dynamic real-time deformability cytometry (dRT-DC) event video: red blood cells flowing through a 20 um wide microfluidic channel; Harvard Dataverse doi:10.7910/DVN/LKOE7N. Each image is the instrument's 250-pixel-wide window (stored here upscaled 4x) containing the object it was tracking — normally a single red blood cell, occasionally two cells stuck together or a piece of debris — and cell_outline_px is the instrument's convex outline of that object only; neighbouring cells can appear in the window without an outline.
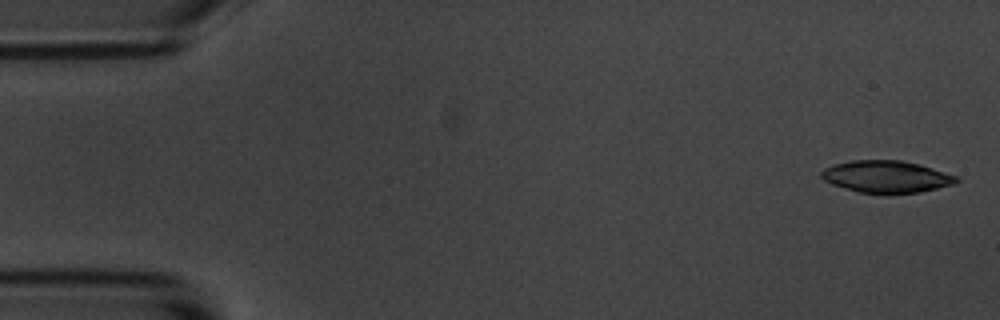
{"species": "common noctule bat (a hibernating species)", "species_latin": "Nyctalus noctula", "temperature_condition": "room temperature", "stored_images_in_passage": 5, "camera_frame_rate_fps": 3000, "um_per_image_px": 0.085, "animal": {"sex": "male", "body_mass_g": 20.1, "forearm_length_mm": 53.5}, "frame": {"image": 1, "passage_image": 1, "time_ms": 0.0, "image_size_px": [1000, 320], "cell_outline_px": [[960, 180], [952, 184], [920, 192], [856, 192], [832, 184], [824, 180], [820, 176], [820, 172], [824, 168], [832, 164], [852, 160], [900, 160], [920, 164], [960, 176]], "centroid_in_image_um": [75.33, 14.99], "position_along_channel_um": 9.7, "area_um2": 25.09}}
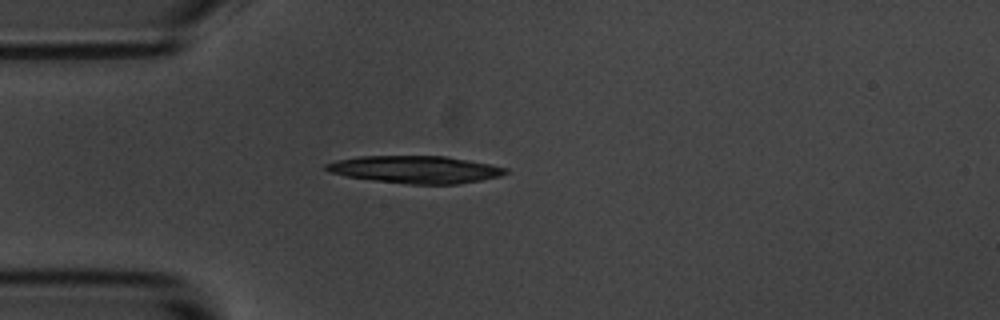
{"frame": {"image": 2, "passage_image": 4, "time_ms": 4.333, "image_size_px": [1000, 320], "cell_outline_px": [[508, 172], [500, 176], [480, 180], [456, 184], [408, 184], [344, 176], [328, 172], [324, 168], [324, 164], [336, 160], [360, 156], [444, 156], [488, 164], [508, 168]], "centroid_in_image_um": [35.26, 14.4], "position_along_channel_um": 49.7, "area_um2": 28.44}}